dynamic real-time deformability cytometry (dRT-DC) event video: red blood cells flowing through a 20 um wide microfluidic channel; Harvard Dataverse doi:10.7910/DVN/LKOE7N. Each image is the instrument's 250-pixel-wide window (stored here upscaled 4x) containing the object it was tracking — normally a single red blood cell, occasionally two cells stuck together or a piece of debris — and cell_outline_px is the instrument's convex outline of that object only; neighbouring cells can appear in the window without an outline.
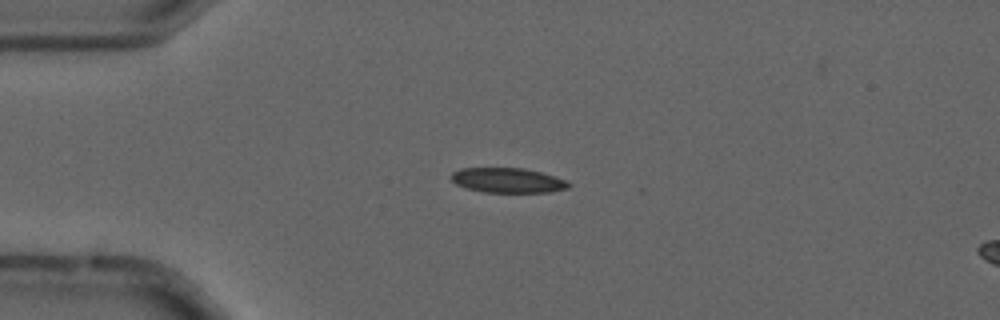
{"species": "common noctule bat (a hibernating species)", "species_latin": "Nyctalus noctula", "temperature_condition": "cold", "stored_images_in_passage": 7, "camera_frame_rate_fps": 3000, "um_per_image_px": 0.085, "animal": {"sex": "male", "forearm_length_mm": 52.5}, "frame": {"image": 1, "passage_image": 4, "time_ms": 1.0, "image_size_px": [1000, 320], "cell_outline_px": [[572, 184], [568, 188], [548, 192], [484, 192], [468, 188], [456, 184], [452, 180], [452, 172], [460, 168], [524, 168], [556, 176]], "centroid_in_image_um": [43.17, 15.32], "position_along_channel_um": 41.8, "area_um2": 16.88}}
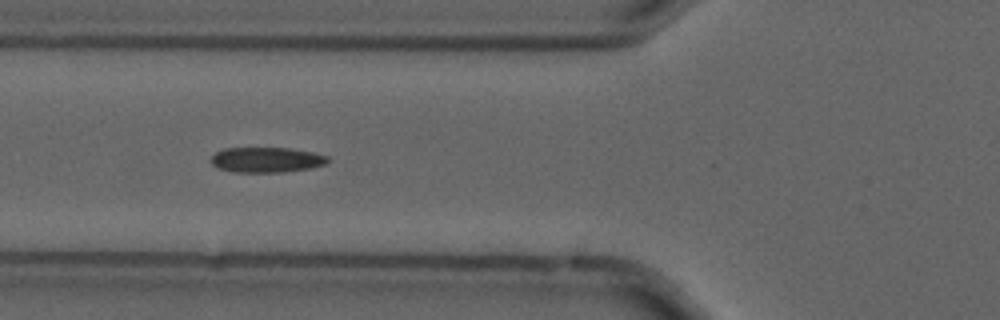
{"frame": {"image": 2, "passage_image": 6, "time_ms": 1.667, "image_size_px": [1000, 320], "cell_outline_px": [[332, 160], [328, 164], [312, 168], [284, 172], [232, 172], [216, 168], [212, 164], [212, 156], [216, 152], [224, 148], [288, 148], [312, 152], [328, 156]], "centroid_in_image_um": [22.7, 13.59], "position_along_channel_um": 103.1, "area_um2": 17.4}}
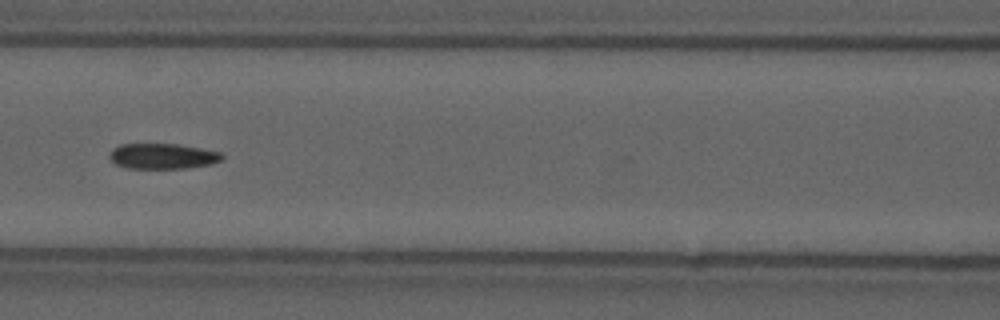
{"frame": {"image": 3, "passage_image": 7, "time_ms": 2.0, "image_size_px": [1000, 320], "cell_outline_px": [[224, 156], [220, 160], [212, 164], [184, 168], [128, 168], [116, 164], [108, 156], [112, 148], [120, 144], [176, 144], [200, 148], [220, 152]], "centroid_in_image_um": [13.8, 13.27], "position_along_channel_um": 152.8, "area_um2": 16.59}}